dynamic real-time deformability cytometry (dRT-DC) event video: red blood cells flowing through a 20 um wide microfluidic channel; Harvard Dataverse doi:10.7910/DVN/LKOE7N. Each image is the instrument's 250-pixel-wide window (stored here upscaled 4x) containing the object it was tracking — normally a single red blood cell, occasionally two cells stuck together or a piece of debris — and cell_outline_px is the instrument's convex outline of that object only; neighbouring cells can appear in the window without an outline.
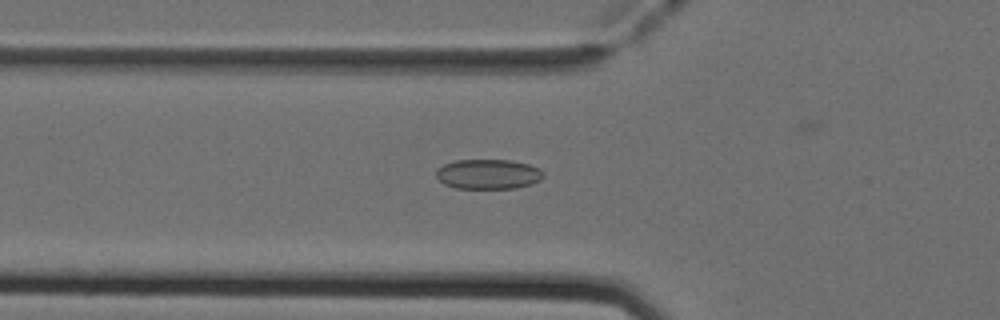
{"species": "Egyptian fruit bat (a non-hibernating species)", "species_latin": "Rousettus aegyptiacus", "temperature_condition": "cold", "stored_images_in_passage": 47, "camera_frame_rate_fps": 3000, "um_per_image_px": 0.085, "animal": {"sex": "female"}, "frame": {"image": 1, "passage_image": 17, "time_ms": 5.333, "image_size_px": [1000, 320], "cell_outline_px": [[544, 176], [540, 180], [532, 184], [516, 188], [456, 188], [444, 184], [436, 176], [436, 168], [444, 164], [456, 160], [508, 160], [528, 164], [540, 168], [544, 172]], "centroid_in_image_um": [41.51, 14.8], "position_along_channel_um": 84.3, "area_um2": 18.73}}
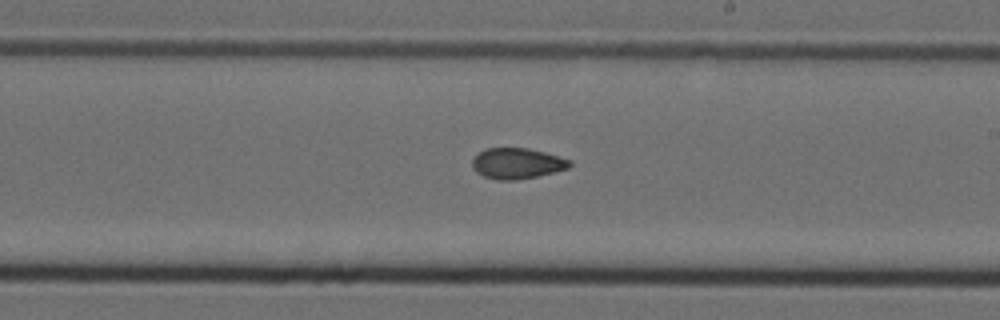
{"frame": {"image": 2, "passage_image": 29, "time_ms": 9.333, "image_size_px": [1000, 320], "cell_outline_px": [[572, 164], [568, 168], [536, 176], [516, 180], [496, 180], [484, 176], [476, 172], [472, 168], [472, 160], [484, 148], [528, 148], [544, 152], [572, 160]], "centroid_in_image_um": [43.93, 13.89], "position_along_channel_um": 245.1, "area_um2": 17.4}}
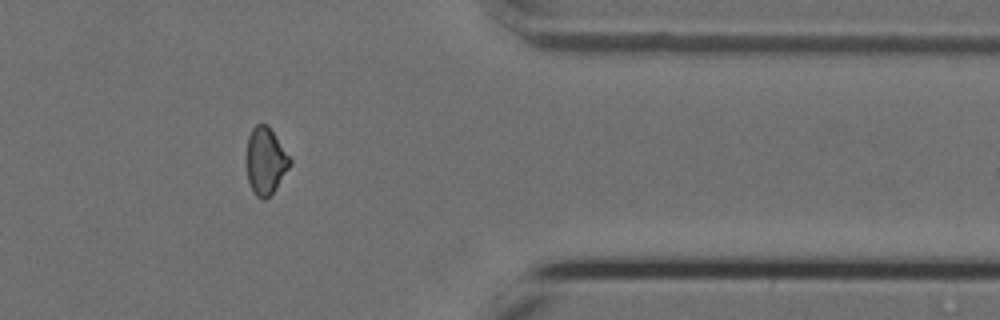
{"frame": {"image": 3, "passage_image": 41, "time_ms": 13.333, "image_size_px": [1000, 320], "cell_outline_px": [[292, 164], [276, 188], [264, 200], [256, 196], [248, 180], [244, 160], [244, 156], [248, 136], [252, 128], [256, 124], [268, 124], [292, 160]], "centroid_in_image_um": [22.54, 13.65], "position_along_channel_um": 388.9, "area_um2": 17.34}}